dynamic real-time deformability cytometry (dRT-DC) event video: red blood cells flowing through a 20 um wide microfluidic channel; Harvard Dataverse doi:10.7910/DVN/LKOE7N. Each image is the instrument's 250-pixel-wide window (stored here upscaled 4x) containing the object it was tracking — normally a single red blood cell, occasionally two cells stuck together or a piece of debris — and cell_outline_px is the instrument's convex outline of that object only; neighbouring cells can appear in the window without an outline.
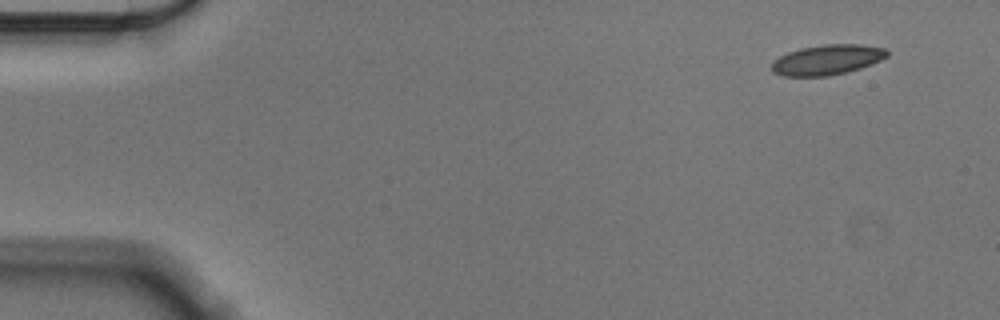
{"species": "Egyptian fruit bat (a non-hibernating species)", "species_latin": "Rousettus aegyptiacus", "temperature_condition": "cold", "stored_images_in_passage": 53, "camera_frame_rate_fps": 3000, "um_per_image_px": 0.085, "animal": {"sex": "male"}, "frame": {"image": 1, "passage_image": 1, "time_ms": 0.0, "image_size_px": [1000, 320], "cell_outline_px": [[888, 56], [872, 64], [860, 68], [828, 76], [784, 76], [772, 72], [768, 68], [772, 60], [788, 52], [800, 48], [824, 44], [860, 44], [884, 48], [888, 52]], "centroid_in_image_um": [70.25, 5.08], "position_along_channel_um": 14.8, "area_um2": 20.4}}
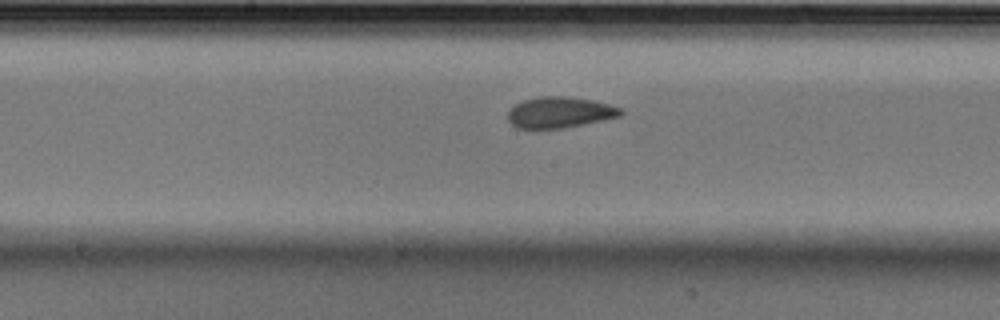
{"frame": {"image": 2, "passage_image": 26, "time_ms": 8.333, "image_size_px": [1000, 320], "cell_outline_px": [[624, 112], [620, 116], [604, 120], [564, 128], [516, 128], [508, 120], [508, 112], [516, 104], [524, 100], [540, 96], [568, 96], [592, 100], [608, 104], [620, 108]], "centroid_in_image_um": [47.59, 9.55], "position_along_channel_um": 200.6, "area_um2": 20.29}}
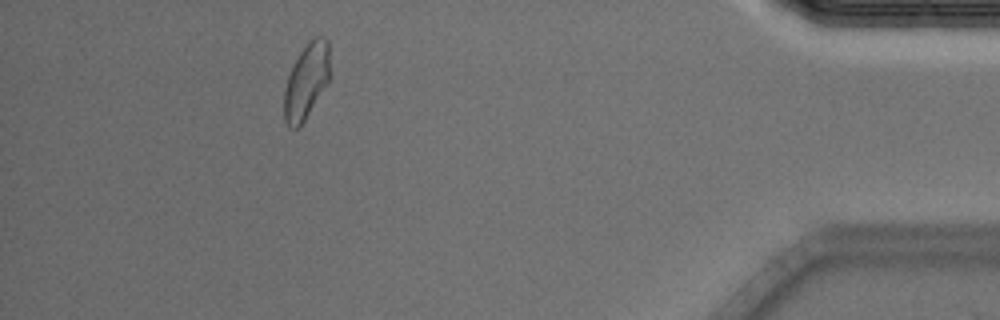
{"frame": {"image": 3, "passage_image": 48, "time_ms": 15.667, "image_size_px": [1000, 320], "cell_outline_px": [[328, 80], [300, 128], [288, 128], [284, 120], [284, 88], [288, 76], [300, 52], [316, 36], [324, 36], [328, 40]], "centroid_in_image_um": [26.0, 6.95], "position_along_channel_um": 409.2, "area_um2": 19.54}, "authors_computed_cell_mechanics": {"area_um2": 20.4034, "velocity_mm_per_s": 3.546, "shape_relaxation_time_tau1_ms": 9.268, "shape_relaxation_time_tau2_ms": 2.5585, "deformation_change_tau1": 0.148, "deformation_change_tau2": 0.0631}}